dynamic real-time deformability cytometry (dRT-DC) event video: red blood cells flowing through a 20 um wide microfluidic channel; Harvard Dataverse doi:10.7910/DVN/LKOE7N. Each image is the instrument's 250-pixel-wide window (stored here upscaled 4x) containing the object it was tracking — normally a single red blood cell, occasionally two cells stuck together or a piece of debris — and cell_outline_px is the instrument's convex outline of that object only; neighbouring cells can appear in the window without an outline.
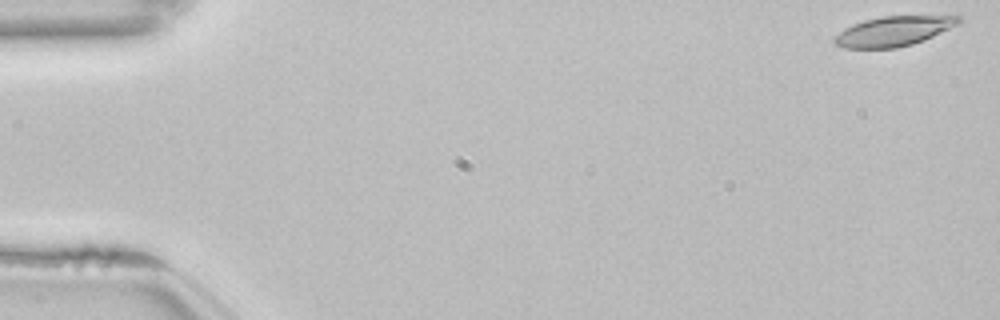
{"species": "common noctule bat (a hibernating species)", "species_latin": "Nyctalus noctula", "temperature_condition": "room temperature", "stored_images_in_passage": 15, "camera_frame_rate_fps": 3000, "um_per_image_px": 0.085, "animal": {"sex": "female", "body_mass_g": 22.7, "forearm_length_mm": 54.2}, "frame": {"image": 1, "passage_image": 1, "time_ms": 0.0, "image_size_px": [1000, 320], "cell_outline_px": [[960, 20], [956, 24], [924, 40], [912, 44], [896, 48], [844, 48], [832, 44], [832, 40], [844, 28], [852, 24], [864, 20], [880, 16], [960, 16]], "centroid_in_image_um": [75.85, 2.66], "position_along_channel_um": 9.1, "area_um2": 21.33}}